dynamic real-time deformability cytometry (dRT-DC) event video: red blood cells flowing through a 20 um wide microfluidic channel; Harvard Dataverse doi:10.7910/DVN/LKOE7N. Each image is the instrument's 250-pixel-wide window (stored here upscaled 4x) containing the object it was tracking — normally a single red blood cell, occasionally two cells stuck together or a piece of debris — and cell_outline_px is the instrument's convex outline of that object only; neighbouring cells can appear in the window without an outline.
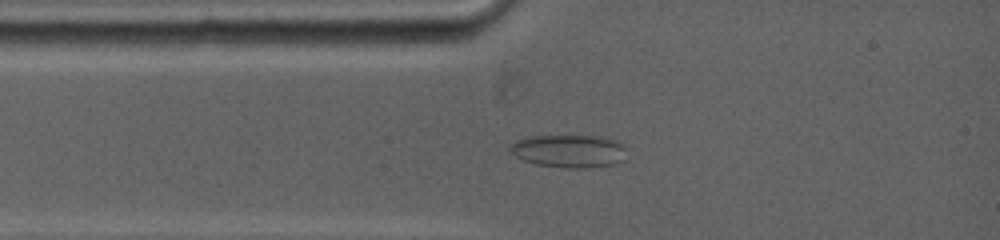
{"species": "common noctule bat (a hibernating species)", "species_latin": "Nyctalus noctula", "temperature_condition": "warm", "stored_images_in_passage": 41, "camera_frame_rate_fps": 5000, "um_per_image_px": 0.085, "animal": {"sex": "female", "body_mass_g": 19.0, "forearm_length_mm": 53.3}, "frame": {"image": 1, "passage_image": 5, "time_ms": 1.6, "image_size_px": [1000, 240], "cell_outline_px": [[624, 160], [616, 164], [588, 168], [564, 168], [536, 164], [524, 160], [516, 156], [508, 148], [516, 140], [528, 136], [604, 136], [616, 140], [624, 148]], "centroid_in_image_um": [48.37, 12.84], "position_along_channel_um": 36.6, "area_um2": 22.37}}
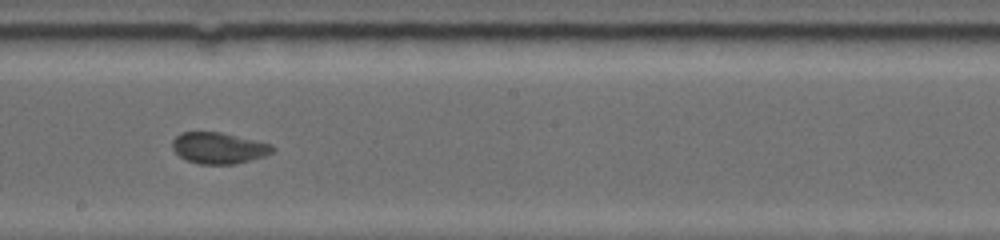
{"frame": {"image": 2, "passage_image": 20, "time_ms": 6.6, "image_size_px": [1000, 240], "cell_outline_px": [[276, 148], [272, 152], [264, 156], [236, 164], [200, 164], [188, 160], [180, 156], [172, 148], [172, 140], [180, 132], [220, 132], [272, 144]], "centroid_in_image_um": [18.59, 12.58], "position_along_channel_um": 229.6, "area_um2": 18.15}}
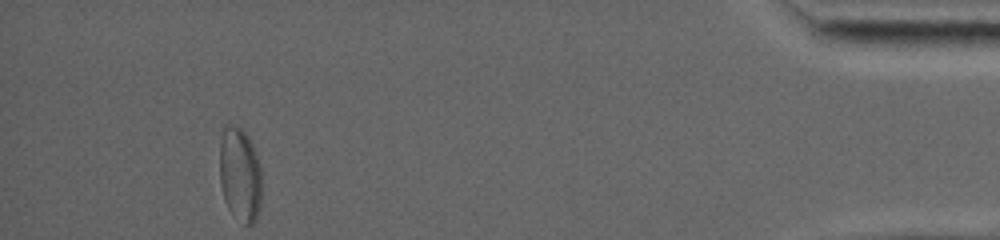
{"frame": {"image": 3, "passage_image": 41, "time_ms": 13.6, "image_size_px": [1000, 240], "cell_outline_px": [[260, 208], [256, 220], [252, 224], [244, 224], [228, 208], [224, 200], [220, 184], [220, 140], [224, 124], [236, 124], [248, 136], [256, 152], [260, 168]], "centroid_in_image_um": [20.38, 14.8], "position_along_channel_um": 414.8, "area_um2": 23.18}, "authors_computed_cell_mechanics": {"area_um2": 19.1896, "velocity_mm_per_s": 3.8857, "shape_relaxation_time_tau1_ms": null, "shape_relaxation_time_tau2_ms": 1.911, "deformation_change_tau1": null, "deformation_change_tau2": 0.0723}}